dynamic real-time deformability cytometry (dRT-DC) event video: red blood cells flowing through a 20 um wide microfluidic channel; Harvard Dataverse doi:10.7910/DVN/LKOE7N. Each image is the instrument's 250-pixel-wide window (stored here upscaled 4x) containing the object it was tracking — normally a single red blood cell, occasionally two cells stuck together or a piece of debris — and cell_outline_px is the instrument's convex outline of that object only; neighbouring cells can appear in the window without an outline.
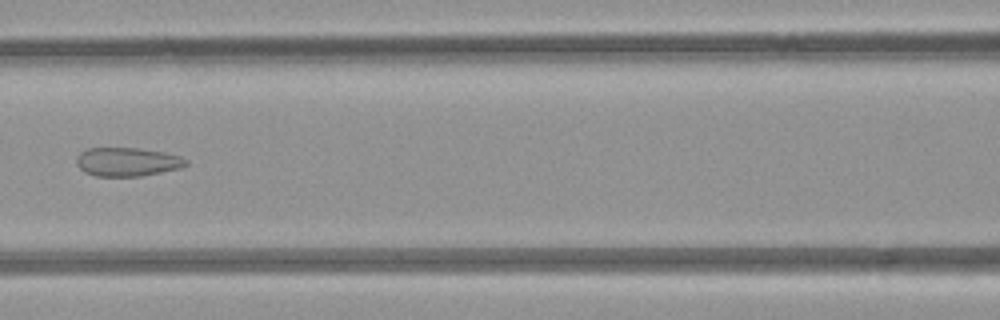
{"species": "common noctule bat (a hibernating species)", "species_latin": "Nyctalus noctula", "temperature_condition": "room temperature", "stored_images_in_passage": 5, "camera_frame_rate_fps": 3000, "um_per_image_px": 0.085, "animal": {"sex": "female", "body_mass_g": 21.9}, "frame": {"image": 1, "passage_image": 5, "time_ms": 4.667, "image_size_px": [1000, 320], "cell_outline_px": [[188, 164], [180, 168], [140, 176], [96, 176], [84, 172], [76, 164], [76, 156], [80, 152], [88, 148], [136, 148], [164, 152], [180, 156], [188, 160]], "centroid_in_image_um": [10.8, 13.75], "position_along_channel_um": 155.8, "area_um2": 18.32}}